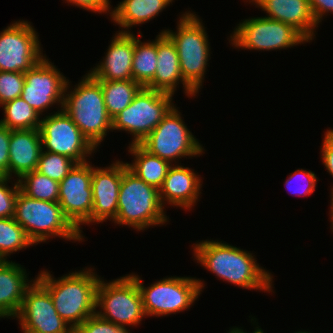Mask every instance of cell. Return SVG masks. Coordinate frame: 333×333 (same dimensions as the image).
Returning a JSON list of instances; mask_svg holds the SVG:
<instances>
[{
    "mask_svg": "<svg viewBox=\"0 0 333 333\" xmlns=\"http://www.w3.org/2000/svg\"><path fill=\"white\" fill-rule=\"evenodd\" d=\"M21 266L9 260H0V319H14L26 290L36 280L29 281L26 270Z\"/></svg>",
    "mask_w": 333,
    "mask_h": 333,
    "instance_id": "23",
    "label": "cell"
},
{
    "mask_svg": "<svg viewBox=\"0 0 333 333\" xmlns=\"http://www.w3.org/2000/svg\"><path fill=\"white\" fill-rule=\"evenodd\" d=\"M92 164L76 163L68 175L59 182V204L64 216L83 236L81 225L91 223L93 194L91 187Z\"/></svg>",
    "mask_w": 333,
    "mask_h": 333,
    "instance_id": "14",
    "label": "cell"
},
{
    "mask_svg": "<svg viewBox=\"0 0 333 333\" xmlns=\"http://www.w3.org/2000/svg\"><path fill=\"white\" fill-rule=\"evenodd\" d=\"M75 164V161L65 155L42 150L36 171L48 176L50 179L61 182Z\"/></svg>",
    "mask_w": 333,
    "mask_h": 333,
    "instance_id": "31",
    "label": "cell"
},
{
    "mask_svg": "<svg viewBox=\"0 0 333 333\" xmlns=\"http://www.w3.org/2000/svg\"><path fill=\"white\" fill-rule=\"evenodd\" d=\"M157 68L153 80L146 86L149 89L173 94L182 83L184 93L188 97L196 93L185 83L180 71L176 45L164 32L157 35Z\"/></svg>",
    "mask_w": 333,
    "mask_h": 333,
    "instance_id": "20",
    "label": "cell"
},
{
    "mask_svg": "<svg viewBox=\"0 0 333 333\" xmlns=\"http://www.w3.org/2000/svg\"><path fill=\"white\" fill-rule=\"evenodd\" d=\"M130 154L134 157L132 163H127V168L144 182L158 190L172 166L166 160L149 153L140 144H129Z\"/></svg>",
    "mask_w": 333,
    "mask_h": 333,
    "instance_id": "25",
    "label": "cell"
},
{
    "mask_svg": "<svg viewBox=\"0 0 333 333\" xmlns=\"http://www.w3.org/2000/svg\"><path fill=\"white\" fill-rule=\"evenodd\" d=\"M68 5L70 3L85 9L87 11H92L96 13H109L111 14V5L109 0H66ZM108 11V12H107Z\"/></svg>",
    "mask_w": 333,
    "mask_h": 333,
    "instance_id": "38",
    "label": "cell"
},
{
    "mask_svg": "<svg viewBox=\"0 0 333 333\" xmlns=\"http://www.w3.org/2000/svg\"><path fill=\"white\" fill-rule=\"evenodd\" d=\"M296 333H310V332H308V331H298Z\"/></svg>",
    "mask_w": 333,
    "mask_h": 333,
    "instance_id": "42",
    "label": "cell"
},
{
    "mask_svg": "<svg viewBox=\"0 0 333 333\" xmlns=\"http://www.w3.org/2000/svg\"><path fill=\"white\" fill-rule=\"evenodd\" d=\"M4 117L0 124L11 130L39 129L41 116L22 98L1 105Z\"/></svg>",
    "mask_w": 333,
    "mask_h": 333,
    "instance_id": "28",
    "label": "cell"
},
{
    "mask_svg": "<svg viewBox=\"0 0 333 333\" xmlns=\"http://www.w3.org/2000/svg\"><path fill=\"white\" fill-rule=\"evenodd\" d=\"M192 248L194 260L223 281L244 289L273 291V275L256 262L250 251L219 240L197 241Z\"/></svg>",
    "mask_w": 333,
    "mask_h": 333,
    "instance_id": "1",
    "label": "cell"
},
{
    "mask_svg": "<svg viewBox=\"0 0 333 333\" xmlns=\"http://www.w3.org/2000/svg\"><path fill=\"white\" fill-rule=\"evenodd\" d=\"M69 83L68 80L62 109L97 148L109 130L112 131V119L107 113L101 84L89 73L72 88L73 91L69 90Z\"/></svg>",
    "mask_w": 333,
    "mask_h": 333,
    "instance_id": "3",
    "label": "cell"
},
{
    "mask_svg": "<svg viewBox=\"0 0 333 333\" xmlns=\"http://www.w3.org/2000/svg\"><path fill=\"white\" fill-rule=\"evenodd\" d=\"M76 330L79 333H130L126 327L106 321L97 314L87 318Z\"/></svg>",
    "mask_w": 333,
    "mask_h": 333,
    "instance_id": "35",
    "label": "cell"
},
{
    "mask_svg": "<svg viewBox=\"0 0 333 333\" xmlns=\"http://www.w3.org/2000/svg\"><path fill=\"white\" fill-rule=\"evenodd\" d=\"M173 0H123L112 8L111 21L122 30L117 32L131 33V27L147 23L166 9ZM125 29V30H123ZM130 29V30H129Z\"/></svg>",
    "mask_w": 333,
    "mask_h": 333,
    "instance_id": "24",
    "label": "cell"
},
{
    "mask_svg": "<svg viewBox=\"0 0 333 333\" xmlns=\"http://www.w3.org/2000/svg\"><path fill=\"white\" fill-rule=\"evenodd\" d=\"M30 22L17 20L0 32V71L27 72L43 56L41 43Z\"/></svg>",
    "mask_w": 333,
    "mask_h": 333,
    "instance_id": "13",
    "label": "cell"
},
{
    "mask_svg": "<svg viewBox=\"0 0 333 333\" xmlns=\"http://www.w3.org/2000/svg\"><path fill=\"white\" fill-rule=\"evenodd\" d=\"M177 48L180 71L185 83L197 94L202 87L210 57V43L202 20L195 12L179 17L177 31L166 29Z\"/></svg>",
    "mask_w": 333,
    "mask_h": 333,
    "instance_id": "5",
    "label": "cell"
},
{
    "mask_svg": "<svg viewBox=\"0 0 333 333\" xmlns=\"http://www.w3.org/2000/svg\"><path fill=\"white\" fill-rule=\"evenodd\" d=\"M96 308L100 318L121 327L137 326L146 316L137 282L130 274L107 283L101 278Z\"/></svg>",
    "mask_w": 333,
    "mask_h": 333,
    "instance_id": "8",
    "label": "cell"
},
{
    "mask_svg": "<svg viewBox=\"0 0 333 333\" xmlns=\"http://www.w3.org/2000/svg\"><path fill=\"white\" fill-rule=\"evenodd\" d=\"M255 328H256L255 331L252 333H264L263 330L261 328H259V326L255 327ZM228 333H247V332L243 331V329L235 327V328H231Z\"/></svg>",
    "mask_w": 333,
    "mask_h": 333,
    "instance_id": "40",
    "label": "cell"
},
{
    "mask_svg": "<svg viewBox=\"0 0 333 333\" xmlns=\"http://www.w3.org/2000/svg\"><path fill=\"white\" fill-rule=\"evenodd\" d=\"M110 42L103 61L88 73L96 80H132L134 34L118 32Z\"/></svg>",
    "mask_w": 333,
    "mask_h": 333,
    "instance_id": "19",
    "label": "cell"
},
{
    "mask_svg": "<svg viewBox=\"0 0 333 333\" xmlns=\"http://www.w3.org/2000/svg\"><path fill=\"white\" fill-rule=\"evenodd\" d=\"M23 333H36V332H32V331H23Z\"/></svg>",
    "mask_w": 333,
    "mask_h": 333,
    "instance_id": "43",
    "label": "cell"
},
{
    "mask_svg": "<svg viewBox=\"0 0 333 333\" xmlns=\"http://www.w3.org/2000/svg\"><path fill=\"white\" fill-rule=\"evenodd\" d=\"M164 208L159 190L137 177L123 162L117 216L113 222L137 231L164 225L168 221Z\"/></svg>",
    "mask_w": 333,
    "mask_h": 333,
    "instance_id": "4",
    "label": "cell"
},
{
    "mask_svg": "<svg viewBox=\"0 0 333 333\" xmlns=\"http://www.w3.org/2000/svg\"><path fill=\"white\" fill-rule=\"evenodd\" d=\"M239 23L229 40L236 48L270 51L309 42L292 25L267 17L249 18Z\"/></svg>",
    "mask_w": 333,
    "mask_h": 333,
    "instance_id": "11",
    "label": "cell"
},
{
    "mask_svg": "<svg viewBox=\"0 0 333 333\" xmlns=\"http://www.w3.org/2000/svg\"><path fill=\"white\" fill-rule=\"evenodd\" d=\"M39 130L43 151L65 155L76 163L87 162L95 152L96 148L63 109L41 118Z\"/></svg>",
    "mask_w": 333,
    "mask_h": 333,
    "instance_id": "12",
    "label": "cell"
},
{
    "mask_svg": "<svg viewBox=\"0 0 333 333\" xmlns=\"http://www.w3.org/2000/svg\"><path fill=\"white\" fill-rule=\"evenodd\" d=\"M331 191H332V192H331V195H330V196H331V207H330V209H331V210H330V218H331L330 220H331V221H330V222L332 223V224H331V226H332L331 229H333V188L331 189ZM332 232H333V230H332Z\"/></svg>",
    "mask_w": 333,
    "mask_h": 333,
    "instance_id": "41",
    "label": "cell"
},
{
    "mask_svg": "<svg viewBox=\"0 0 333 333\" xmlns=\"http://www.w3.org/2000/svg\"><path fill=\"white\" fill-rule=\"evenodd\" d=\"M72 333H79L76 329H73Z\"/></svg>",
    "mask_w": 333,
    "mask_h": 333,
    "instance_id": "44",
    "label": "cell"
},
{
    "mask_svg": "<svg viewBox=\"0 0 333 333\" xmlns=\"http://www.w3.org/2000/svg\"><path fill=\"white\" fill-rule=\"evenodd\" d=\"M157 36L153 41L141 42L134 34L132 79L146 87L154 78L157 68Z\"/></svg>",
    "mask_w": 333,
    "mask_h": 333,
    "instance_id": "27",
    "label": "cell"
},
{
    "mask_svg": "<svg viewBox=\"0 0 333 333\" xmlns=\"http://www.w3.org/2000/svg\"><path fill=\"white\" fill-rule=\"evenodd\" d=\"M42 143L39 129L11 130L9 143V177L19 180L36 170Z\"/></svg>",
    "mask_w": 333,
    "mask_h": 333,
    "instance_id": "22",
    "label": "cell"
},
{
    "mask_svg": "<svg viewBox=\"0 0 333 333\" xmlns=\"http://www.w3.org/2000/svg\"><path fill=\"white\" fill-rule=\"evenodd\" d=\"M181 115V112L174 106L140 142V145L149 153L171 164L173 161L176 164L182 157L192 158L202 155L205 151L204 147L189 131Z\"/></svg>",
    "mask_w": 333,
    "mask_h": 333,
    "instance_id": "10",
    "label": "cell"
},
{
    "mask_svg": "<svg viewBox=\"0 0 333 333\" xmlns=\"http://www.w3.org/2000/svg\"><path fill=\"white\" fill-rule=\"evenodd\" d=\"M201 185V177L193 169L173 163L159 189L161 203L192 210L201 195Z\"/></svg>",
    "mask_w": 333,
    "mask_h": 333,
    "instance_id": "18",
    "label": "cell"
},
{
    "mask_svg": "<svg viewBox=\"0 0 333 333\" xmlns=\"http://www.w3.org/2000/svg\"><path fill=\"white\" fill-rule=\"evenodd\" d=\"M324 134L321 147V160L325 165L324 168H326L333 177V129H327Z\"/></svg>",
    "mask_w": 333,
    "mask_h": 333,
    "instance_id": "37",
    "label": "cell"
},
{
    "mask_svg": "<svg viewBox=\"0 0 333 333\" xmlns=\"http://www.w3.org/2000/svg\"><path fill=\"white\" fill-rule=\"evenodd\" d=\"M311 12L317 24L322 22V18L327 13L333 14V0H309Z\"/></svg>",
    "mask_w": 333,
    "mask_h": 333,
    "instance_id": "39",
    "label": "cell"
},
{
    "mask_svg": "<svg viewBox=\"0 0 333 333\" xmlns=\"http://www.w3.org/2000/svg\"><path fill=\"white\" fill-rule=\"evenodd\" d=\"M172 97L173 94L142 87L112 120V131H126L133 136L130 144H140L174 107Z\"/></svg>",
    "mask_w": 333,
    "mask_h": 333,
    "instance_id": "9",
    "label": "cell"
},
{
    "mask_svg": "<svg viewBox=\"0 0 333 333\" xmlns=\"http://www.w3.org/2000/svg\"><path fill=\"white\" fill-rule=\"evenodd\" d=\"M11 129L0 124V177H9V143Z\"/></svg>",
    "mask_w": 333,
    "mask_h": 333,
    "instance_id": "36",
    "label": "cell"
},
{
    "mask_svg": "<svg viewBox=\"0 0 333 333\" xmlns=\"http://www.w3.org/2000/svg\"><path fill=\"white\" fill-rule=\"evenodd\" d=\"M35 245L15 219L0 218V260L7 261L13 252Z\"/></svg>",
    "mask_w": 333,
    "mask_h": 333,
    "instance_id": "30",
    "label": "cell"
},
{
    "mask_svg": "<svg viewBox=\"0 0 333 333\" xmlns=\"http://www.w3.org/2000/svg\"><path fill=\"white\" fill-rule=\"evenodd\" d=\"M247 1V0H246ZM266 12L267 18L292 25L310 43L318 27L311 12L309 0H248Z\"/></svg>",
    "mask_w": 333,
    "mask_h": 333,
    "instance_id": "21",
    "label": "cell"
},
{
    "mask_svg": "<svg viewBox=\"0 0 333 333\" xmlns=\"http://www.w3.org/2000/svg\"><path fill=\"white\" fill-rule=\"evenodd\" d=\"M24 76L25 83L21 97L39 115L55 104L62 109L68 79L46 56L25 72Z\"/></svg>",
    "mask_w": 333,
    "mask_h": 333,
    "instance_id": "15",
    "label": "cell"
},
{
    "mask_svg": "<svg viewBox=\"0 0 333 333\" xmlns=\"http://www.w3.org/2000/svg\"><path fill=\"white\" fill-rule=\"evenodd\" d=\"M101 84L107 113L113 120L134 99L142 86L132 80L106 81L97 80Z\"/></svg>",
    "mask_w": 333,
    "mask_h": 333,
    "instance_id": "26",
    "label": "cell"
},
{
    "mask_svg": "<svg viewBox=\"0 0 333 333\" xmlns=\"http://www.w3.org/2000/svg\"><path fill=\"white\" fill-rule=\"evenodd\" d=\"M70 272L56 279L47 270L35 279L49 292L59 316L77 329L87 318L96 314V290L101 279L93 269Z\"/></svg>",
    "mask_w": 333,
    "mask_h": 333,
    "instance_id": "2",
    "label": "cell"
},
{
    "mask_svg": "<svg viewBox=\"0 0 333 333\" xmlns=\"http://www.w3.org/2000/svg\"><path fill=\"white\" fill-rule=\"evenodd\" d=\"M295 179V180H294ZM317 177L311 170L297 169L285 181L287 189L298 196L311 195L315 188Z\"/></svg>",
    "mask_w": 333,
    "mask_h": 333,
    "instance_id": "33",
    "label": "cell"
},
{
    "mask_svg": "<svg viewBox=\"0 0 333 333\" xmlns=\"http://www.w3.org/2000/svg\"><path fill=\"white\" fill-rule=\"evenodd\" d=\"M35 245L53 237L67 241H82L79 231L64 216L59 202L32 199L20 190L18 192L14 216Z\"/></svg>",
    "mask_w": 333,
    "mask_h": 333,
    "instance_id": "6",
    "label": "cell"
},
{
    "mask_svg": "<svg viewBox=\"0 0 333 333\" xmlns=\"http://www.w3.org/2000/svg\"><path fill=\"white\" fill-rule=\"evenodd\" d=\"M15 318L19 320L22 331L36 333H72L73 331L57 313L49 292L37 280L26 290Z\"/></svg>",
    "mask_w": 333,
    "mask_h": 333,
    "instance_id": "16",
    "label": "cell"
},
{
    "mask_svg": "<svg viewBox=\"0 0 333 333\" xmlns=\"http://www.w3.org/2000/svg\"><path fill=\"white\" fill-rule=\"evenodd\" d=\"M24 83V72L0 71V106L21 97Z\"/></svg>",
    "mask_w": 333,
    "mask_h": 333,
    "instance_id": "32",
    "label": "cell"
},
{
    "mask_svg": "<svg viewBox=\"0 0 333 333\" xmlns=\"http://www.w3.org/2000/svg\"><path fill=\"white\" fill-rule=\"evenodd\" d=\"M137 282L146 316H168L190 309L204 289L202 280L192 277H166L145 287L138 275Z\"/></svg>",
    "mask_w": 333,
    "mask_h": 333,
    "instance_id": "7",
    "label": "cell"
},
{
    "mask_svg": "<svg viewBox=\"0 0 333 333\" xmlns=\"http://www.w3.org/2000/svg\"><path fill=\"white\" fill-rule=\"evenodd\" d=\"M18 183L20 191L32 199L50 202L59 200V182L36 170L23 175Z\"/></svg>",
    "mask_w": 333,
    "mask_h": 333,
    "instance_id": "29",
    "label": "cell"
},
{
    "mask_svg": "<svg viewBox=\"0 0 333 333\" xmlns=\"http://www.w3.org/2000/svg\"><path fill=\"white\" fill-rule=\"evenodd\" d=\"M10 177H0V218H12L14 216L15 201L20 190L18 180L10 187L7 183Z\"/></svg>",
    "mask_w": 333,
    "mask_h": 333,
    "instance_id": "34",
    "label": "cell"
},
{
    "mask_svg": "<svg viewBox=\"0 0 333 333\" xmlns=\"http://www.w3.org/2000/svg\"><path fill=\"white\" fill-rule=\"evenodd\" d=\"M123 161L116 160L106 168L92 166L93 209L92 223L113 221L117 216L119 188L122 181Z\"/></svg>",
    "mask_w": 333,
    "mask_h": 333,
    "instance_id": "17",
    "label": "cell"
}]
</instances>
